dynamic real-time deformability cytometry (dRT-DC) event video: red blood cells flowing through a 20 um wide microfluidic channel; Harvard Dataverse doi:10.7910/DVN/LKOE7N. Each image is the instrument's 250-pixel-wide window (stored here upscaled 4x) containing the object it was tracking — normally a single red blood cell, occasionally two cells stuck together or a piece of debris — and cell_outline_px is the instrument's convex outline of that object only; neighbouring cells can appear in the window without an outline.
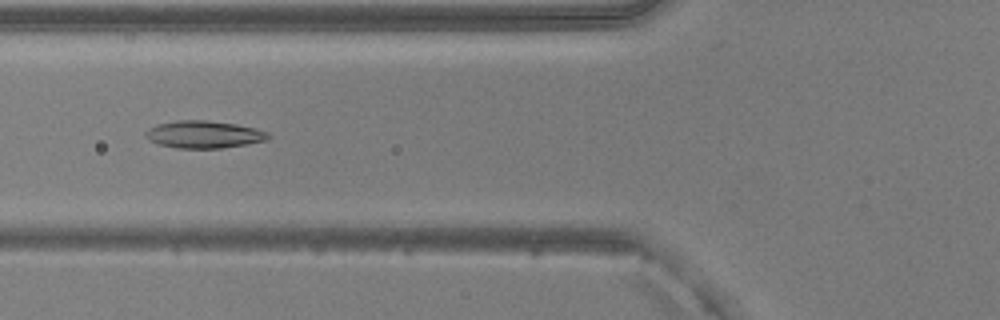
{"species": "common noctule bat (a hibernating species)", "species_latin": "Nyctalus noctula", "temperature_condition": "warm", "stored_images_in_passage": 41, "camera_frame_rate_fps": 3000, "um_per_image_px": 0.085, "animal": {"sex": "male", "body_mass_g": 20.5, "forearm_length_mm": 52.5}, "frame": {"image": 1, "passage_image": 17, "time_ms": 5.333, "image_size_px": [1000, 320], "cell_outline_px": [[272, 136], [264, 140], [244, 144], [220, 148], [176, 148], [160, 144], [148, 140], [144, 136], [144, 132], [148, 128], [156, 124], [176, 120], [208, 120], [236, 124], [256, 128], [268, 132]], "centroid_in_image_um": [17.28, 11.41], "position_along_channel_um": 108.5, "area_um2": 19.59}}
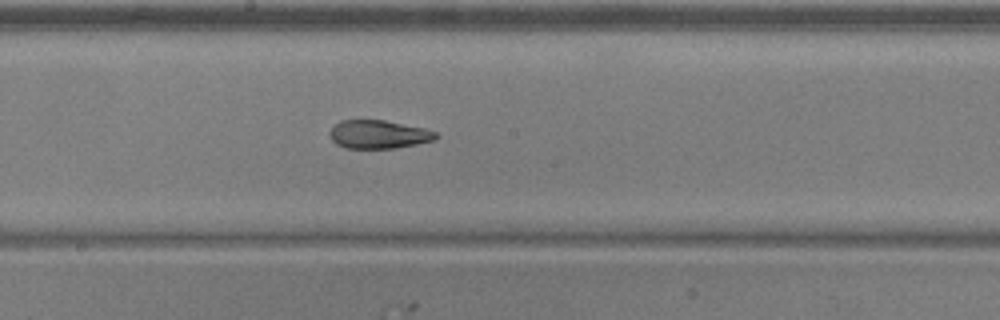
{"frame": {"image": 2, "passage_image": 25, "time_ms": 8.0, "image_size_px": [1000, 320], "cell_outline_px": [[440, 136], [436, 140], [396, 148], [344, 148], [336, 144], [332, 140], [328, 132], [340, 120], [384, 120], [424, 128], [436, 132]], "centroid_in_image_um": [32.19, 11.42], "position_along_channel_um": 216.0, "area_um2": 17.63}}
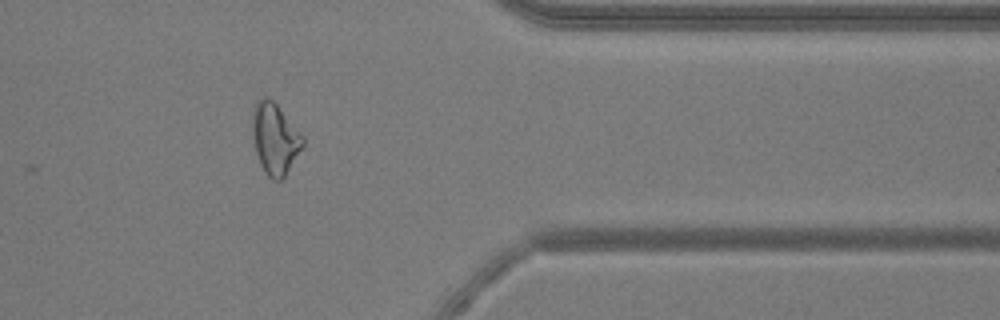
{"frame": {"image": 3, "passage_image": 39, "time_ms": 12.667, "image_size_px": [1000, 320], "cell_outline_px": [[304, 144], [284, 176], [280, 180], [272, 180], [264, 172], [260, 164], [256, 152], [252, 136], [252, 108], [256, 100], [264, 96], [268, 96], [276, 104], [304, 136]], "centroid_in_image_um": [23.34, 11.75], "position_along_channel_um": 388.1, "area_um2": 20.92}, "authors_computed_cell_mechanics": {"area_um2": 19.4786, "velocity_mm_per_s": 4.0162, "shape_relaxation_time_tau1_ms": null, "shape_relaxation_time_tau2_ms": 2.1767, "deformation_change_tau1": null, "deformation_change_tau2": 0.0954}}